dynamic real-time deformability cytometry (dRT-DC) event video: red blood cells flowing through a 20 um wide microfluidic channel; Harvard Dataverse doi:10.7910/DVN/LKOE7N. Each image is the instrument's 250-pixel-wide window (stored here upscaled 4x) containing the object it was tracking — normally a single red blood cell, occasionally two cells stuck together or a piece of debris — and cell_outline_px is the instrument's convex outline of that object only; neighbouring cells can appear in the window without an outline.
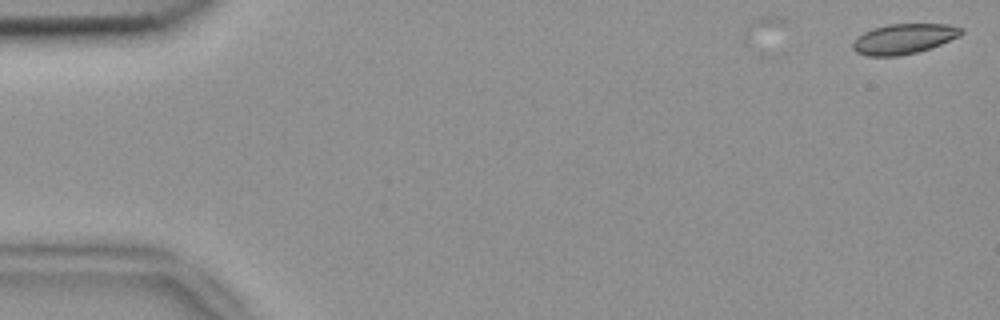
{"species": "common noctule bat (a hibernating species)", "species_latin": "Nyctalus noctula", "temperature_condition": "room temperature", "stored_images_in_passage": 2, "camera_frame_rate_fps": 3000, "um_per_image_px": 0.085, "animal": {"sex": "female", "body_mass_g": 18.4}, "frame": {"image": 1, "passage_image": 2, "time_ms": 0.333, "image_size_px": [1000, 320], "cell_outline_px": [[964, 32], [960, 36], [940, 44], [916, 52], [900, 56], [868, 56], [856, 52], [852, 48], [852, 44], [864, 32], [872, 28], [888, 24], [948, 24], [964, 28]], "centroid_in_image_um": [76.84, 3.29], "position_along_channel_um": 8.2, "area_um2": 18.96}}